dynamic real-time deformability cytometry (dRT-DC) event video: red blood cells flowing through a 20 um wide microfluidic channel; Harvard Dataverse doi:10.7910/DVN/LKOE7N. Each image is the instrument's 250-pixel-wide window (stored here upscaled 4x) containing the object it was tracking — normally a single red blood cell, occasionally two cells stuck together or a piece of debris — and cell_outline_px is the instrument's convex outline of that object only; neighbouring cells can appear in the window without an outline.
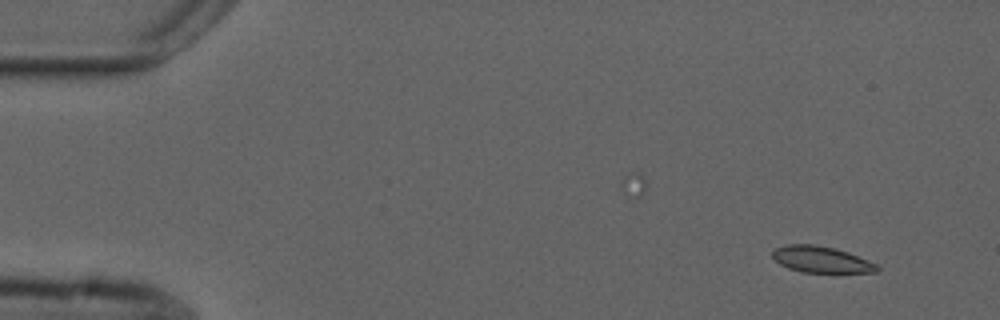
{"species": "common noctule bat (a hibernating species)", "species_latin": "Nyctalus noctula", "temperature_condition": "cold", "stored_images_in_passage": 4, "camera_frame_rate_fps": 3000, "um_per_image_px": 0.085, "animal": {"sex": "male", "forearm_length_mm": 52.5}, "frame": {"image": 1, "passage_image": 2, "time_ms": 1.333, "image_size_px": [1000, 320], "cell_outline_px": [[880, 272], [800, 272], [788, 268], [780, 264], [772, 256], [772, 252], [776, 248], [788, 244], [812, 244], [836, 248], [848, 252], [876, 264], [880, 268]], "centroid_in_image_um": [69.8, 22.05], "position_along_channel_um": 15.2, "area_um2": 15.95}}
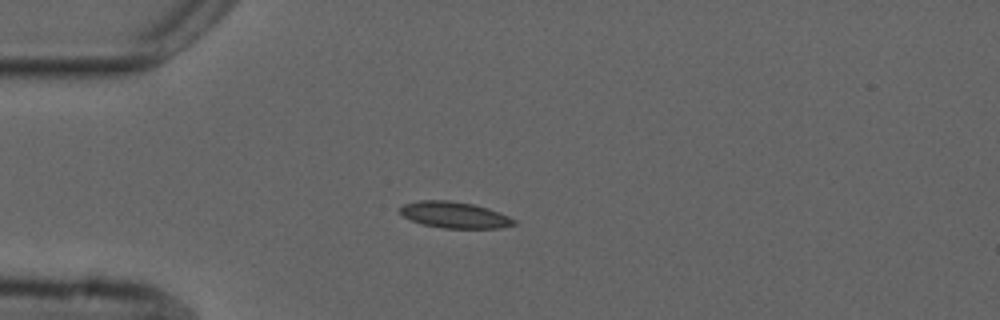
{"frame": {"image": 2, "passage_image": 4, "time_ms": 4.667, "image_size_px": [1000, 320], "cell_outline_px": [[516, 224], [504, 228], [444, 228], [424, 224], [412, 220], [404, 216], [400, 212], [400, 208], [404, 204], [420, 200], [448, 200], [472, 204], [488, 208], [500, 212], [516, 220]], "centroid_in_image_um": [38.68, 18.27], "position_along_channel_um": 46.3, "area_um2": 17.34}}